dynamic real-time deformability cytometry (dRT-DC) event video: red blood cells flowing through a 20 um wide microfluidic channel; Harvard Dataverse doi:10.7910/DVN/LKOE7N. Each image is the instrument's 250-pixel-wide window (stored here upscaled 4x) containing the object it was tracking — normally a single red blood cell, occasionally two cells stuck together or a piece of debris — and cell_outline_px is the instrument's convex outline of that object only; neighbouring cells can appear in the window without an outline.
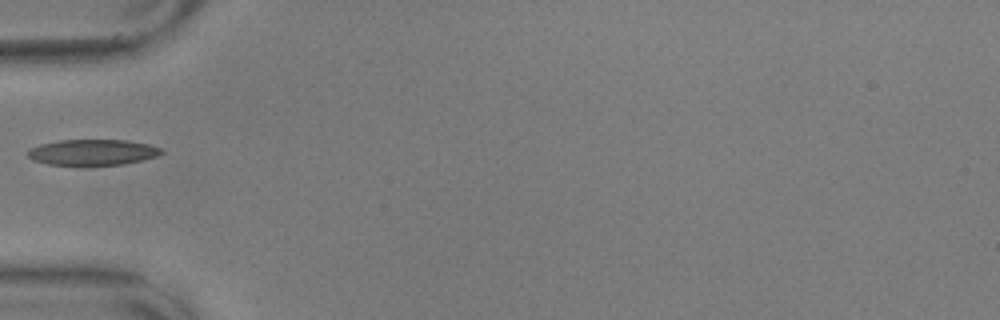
{"species": "common noctule bat (a hibernating species)", "species_latin": "Nyctalus noctula", "temperature_condition": "warm", "stored_images_in_passage": 38, "camera_frame_rate_fps": 3000, "um_per_image_px": 0.085, "animal": {"sex": "male", "body_mass_g": 17.9, "forearm_length_mm": 54.2}, "frame": {"image": 1, "passage_image": 1, "time_ms": 0.0, "image_size_px": [1000, 320], "cell_outline_px": [[164, 152], [160, 156], [144, 160], [124, 164], [48, 164], [32, 160], [28, 156], [28, 148], [40, 144], [60, 140], [128, 140], [148, 144], [160, 148]], "centroid_in_image_um": [7.9, 12.93], "position_along_channel_um": 77.1, "area_um2": 20.0}}
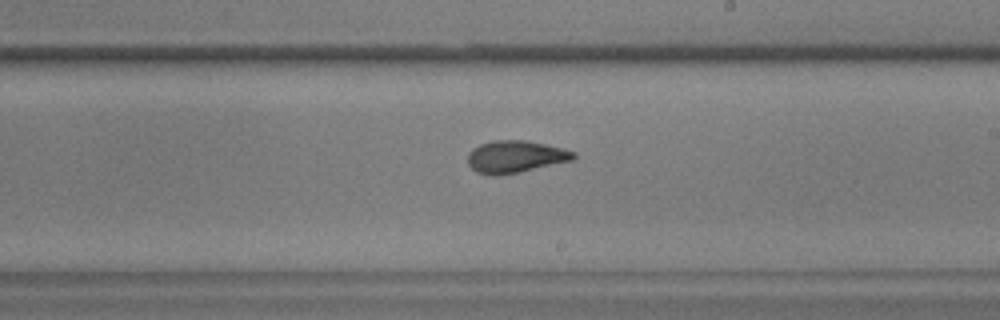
{"frame": {"image": 2, "passage_image": 15, "time_ms": 4.667, "image_size_px": [1000, 320], "cell_outline_px": [[576, 156], [572, 160], [520, 172], [496, 176], [492, 176], [476, 172], [468, 164], [468, 152], [472, 148], [480, 144], [492, 140], [528, 140], [564, 148], [576, 152]], "centroid_in_image_um": [43.79, 13.31], "position_along_channel_um": 245.2, "area_um2": 20.06}}
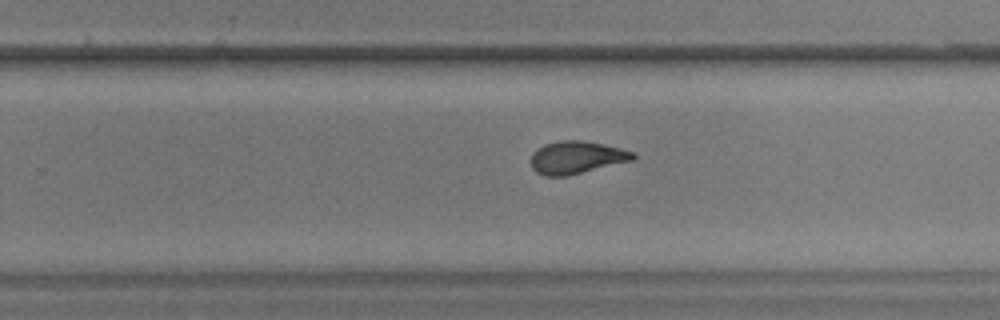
{"frame": {"image": 3, "passage_image": 18, "time_ms": 5.667, "image_size_px": [1000, 320], "cell_outline_px": [[636, 156], [632, 160], [568, 176], [544, 176], [536, 172], [532, 168], [528, 160], [532, 152], [536, 148], [544, 144], [560, 140], [580, 140], [604, 144], [636, 152]], "centroid_in_image_um": [48.95, 13.38], "position_along_channel_um": 280.9, "area_um2": 19.71}}